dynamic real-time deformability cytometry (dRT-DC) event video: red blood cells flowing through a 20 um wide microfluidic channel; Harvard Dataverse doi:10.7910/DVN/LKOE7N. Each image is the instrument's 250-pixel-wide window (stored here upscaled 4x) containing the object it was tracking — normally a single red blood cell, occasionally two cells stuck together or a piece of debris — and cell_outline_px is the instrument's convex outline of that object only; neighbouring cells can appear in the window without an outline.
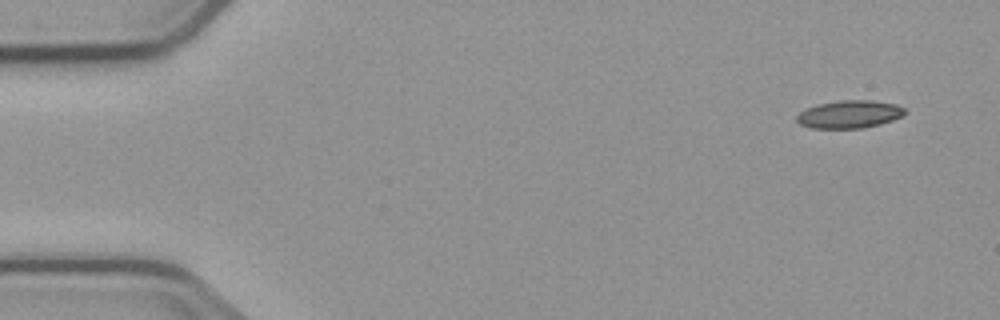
{"species": "common noctule bat (a hibernating species)", "species_latin": "Nyctalus noctula", "temperature_condition": "cold", "stored_images_in_passage": 4, "camera_frame_rate_fps": 3000, "um_per_image_px": 0.085, "animal": {"sex": "male", "body_mass_g": 23.1, "forearm_length_mm": 52.7}, "frame": {"image": 1, "passage_image": 1, "time_ms": 0.0, "image_size_px": [1000, 320], "cell_outline_px": [[908, 112], [904, 116], [880, 124], [860, 128], [812, 128], [800, 124], [796, 120], [796, 116], [804, 108], [816, 104], [840, 100], [872, 100], [896, 104], [904, 108]], "centroid_in_image_um": [72.2, 9.7], "position_along_channel_um": 12.8, "area_um2": 17.69}}
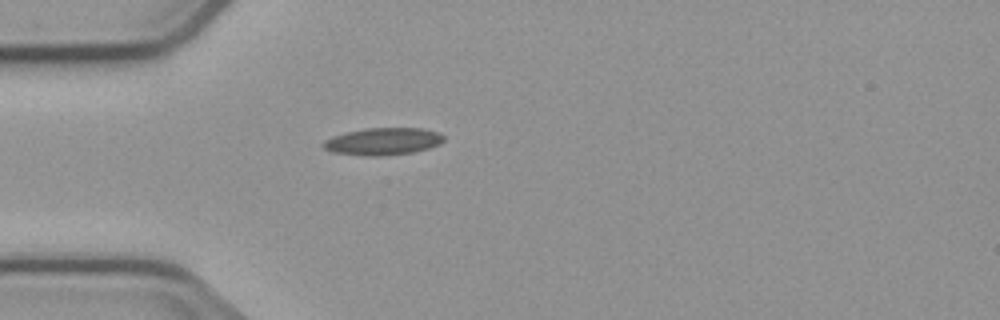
{"frame": {"image": 2, "passage_image": 4, "time_ms": 4.0, "image_size_px": [1000, 320], "cell_outline_px": [[444, 140], [440, 144], [428, 148], [412, 152], [384, 156], [368, 156], [332, 152], [324, 148], [320, 144], [324, 140], [332, 136], [364, 128], [420, 128], [440, 132], [444, 136]], "centroid_in_image_um": [32.55, 12.02], "position_along_channel_um": 52.5, "area_um2": 19.19}}